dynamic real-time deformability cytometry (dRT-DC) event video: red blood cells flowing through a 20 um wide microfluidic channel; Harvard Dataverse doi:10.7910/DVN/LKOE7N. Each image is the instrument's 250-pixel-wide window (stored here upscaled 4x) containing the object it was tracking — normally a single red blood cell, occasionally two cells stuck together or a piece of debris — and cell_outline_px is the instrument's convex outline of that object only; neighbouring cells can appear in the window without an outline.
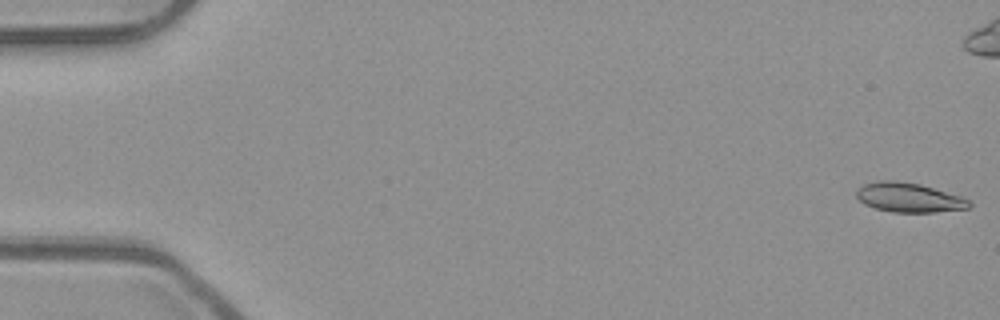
{"species": "common noctule bat (a hibernating species)", "species_latin": "Nyctalus noctula", "temperature_condition": "room temperature", "stored_images_in_passage": 54, "camera_frame_rate_fps": 3000, "um_per_image_px": 0.085, "animal": {"sex": "male", "body_mass_g": 23.1, "forearm_length_mm": 52.7}, "frame": {"image": 1, "passage_image": 1, "time_ms": 0.0, "image_size_px": [1000, 320], "cell_outline_px": [[972, 204], [968, 208], [932, 212], [892, 212], [876, 208], [864, 204], [856, 196], [856, 192], [864, 184], [876, 180], [896, 180], [920, 184], [964, 196]], "centroid_in_image_um": [77.27, 16.77], "position_along_channel_um": 7.7, "area_um2": 19.36}}
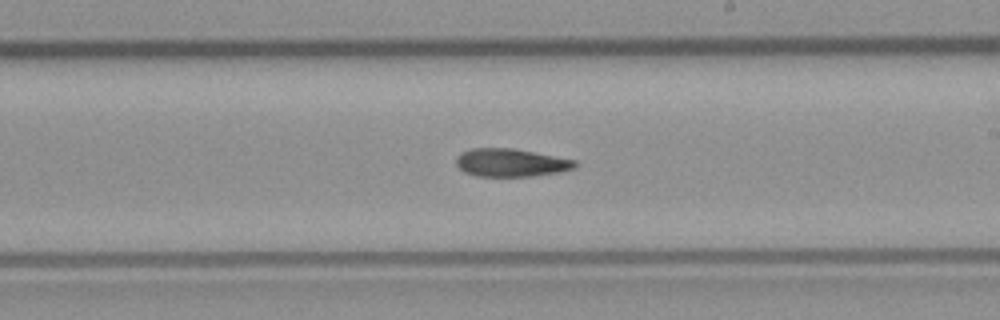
{"frame": {"image": 2, "passage_image": 31, "time_ms": 10.0, "image_size_px": [1000, 320], "cell_outline_px": [[576, 164], [572, 168], [560, 172], [532, 176], [476, 176], [464, 172], [456, 164], [456, 156], [460, 152], [472, 148], [512, 148], [576, 160]], "centroid_in_image_um": [43.37, 13.82], "position_along_channel_um": 245.6, "area_um2": 19.31}}
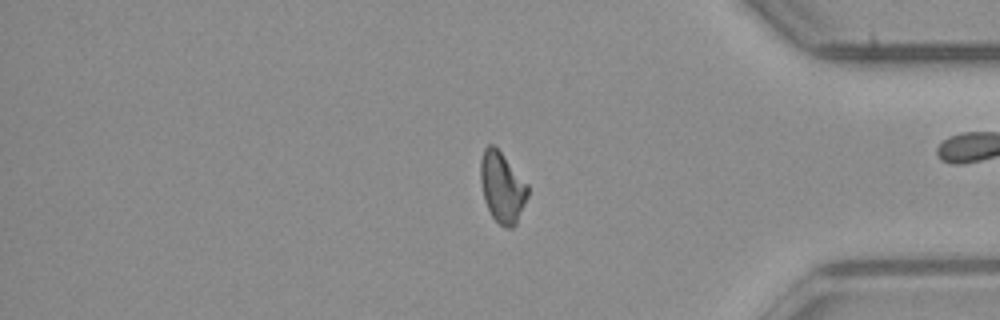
{"frame": {"image": 3, "passage_image": 44, "time_ms": 14.333, "image_size_px": [1000, 320], "cell_outline_px": [[528, 196], [516, 224], [512, 228], [508, 228], [500, 224], [492, 216], [484, 200], [480, 180], [480, 160], [484, 148], [488, 144], [492, 144], [500, 152], [528, 184]], "centroid_in_image_um": [42.67, 15.92], "position_along_channel_um": 392.5, "area_um2": 19.25}}